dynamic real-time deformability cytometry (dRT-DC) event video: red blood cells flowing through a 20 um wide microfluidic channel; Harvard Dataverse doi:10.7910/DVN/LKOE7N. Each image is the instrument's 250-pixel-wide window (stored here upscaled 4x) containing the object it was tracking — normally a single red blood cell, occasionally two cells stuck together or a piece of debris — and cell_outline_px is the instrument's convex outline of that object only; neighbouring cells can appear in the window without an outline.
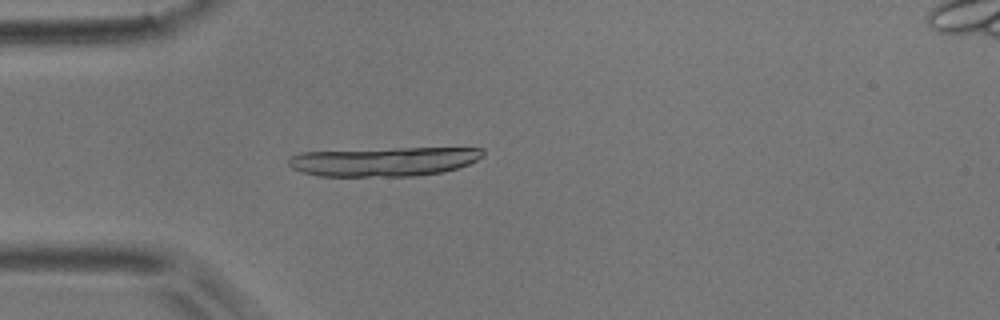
{"species": "common noctule bat (a hibernating species)", "species_latin": "Nyctalus noctula", "temperature_condition": "room temperature", "stored_images_in_passage": 4, "camera_frame_rate_fps": 3000, "um_per_image_px": 0.085, "animal": {"sex": "male", "body_mass_g": 17.9}, "frame": {"image": 1, "passage_image": 4, "time_ms": 3.667, "image_size_px": [1000, 320], "cell_outline_px": [[484, 156], [468, 164], [444, 172], [416, 176], [320, 176], [304, 172], [292, 168], [288, 164], [288, 160], [292, 156], [300, 152], [392, 148], [484, 148]], "centroid_in_image_um": [32.65, 13.73], "position_along_channel_um": 52.4, "area_um2": 33.0}}